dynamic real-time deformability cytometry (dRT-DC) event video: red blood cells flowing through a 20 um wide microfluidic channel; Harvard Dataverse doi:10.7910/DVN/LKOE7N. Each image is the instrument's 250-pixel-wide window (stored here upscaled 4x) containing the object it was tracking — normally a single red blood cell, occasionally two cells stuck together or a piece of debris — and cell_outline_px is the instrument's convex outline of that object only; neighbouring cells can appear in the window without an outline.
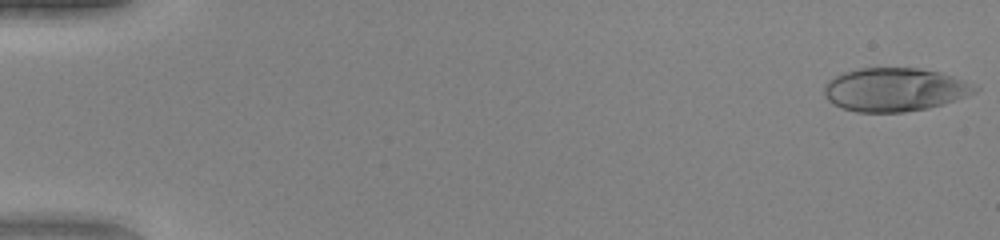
{"species": "human", "species_latin": "Homo sapiens", "temperature_condition": "warm", "stored_images_in_passage": 50, "camera_frame_rate_fps": 3000, "um_per_image_px": 0.085, "donor": {"sex": "female"}, "frame": {"image": 1, "passage_image": 1, "time_ms": 0.0, "image_size_px": [1000, 240], "cell_outline_px": [[980, 88], [976, 92], [928, 108], [904, 112], [856, 112], [840, 108], [832, 104], [824, 96], [824, 84], [828, 80], [840, 72], [860, 68], [920, 68], [940, 72], [976, 84]], "centroid_in_image_um": [75.99, 7.61], "position_along_channel_um": 9.0, "area_um2": 38.38}}
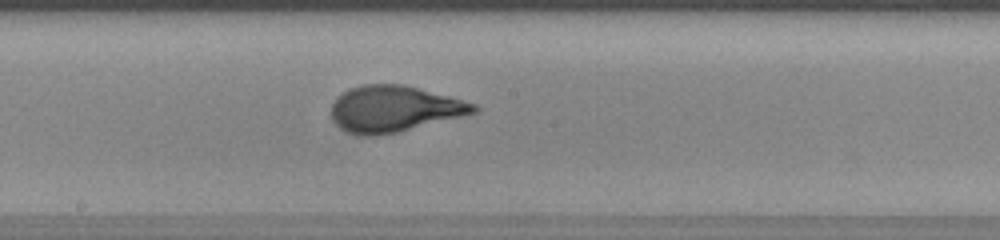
{"frame": {"image": 2, "passage_image": 28, "time_ms": 9.0, "image_size_px": [1000, 240], "cell_outline_px": [[480, 108], [476, 112], [464, 116], [396, 132], [372, 136], [360, 136], [348, 132], [340, 128], [336, 124], [332, 116], [332, 104], [348, 88], [364, 84], [400, 84], [448, 96], [476, 104]], "centroid_in_image_um": [33.5, 9.26], "position_along_channel_um": 214.7, "area_um2": 37.86}}
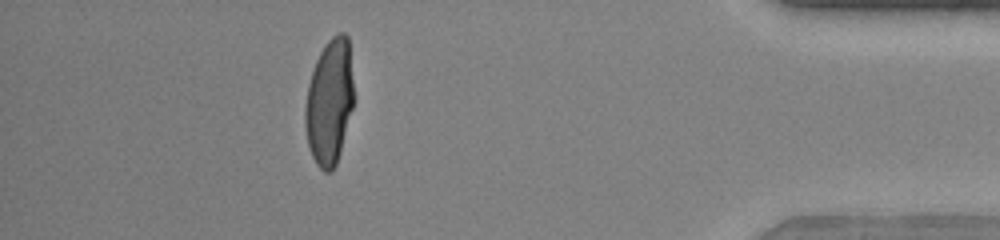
{"frame": {"image": 3, "passage_image": 45, "time_ms": 14.667, "image_size_px": [1000, 240], "cell_outline_px": [[352, 108], [340, 152], [336, 164], [332, 172], [324, 172], [316, 164], [312, 156], [308, 144], [304, 124], [304, 108], [308, 84], [316, 60], [324, 44], [332, 36], [340, 32], [344, 32], [348, 36], [352, 80]], "centroid_in_image_um": [27.97, 8.67], "position_along_channel_um": 407.2, "area_um2": 35.37}, "authors_computed_cell_mechanics": {"area_um2": 37.1943, "velocity_mm_per_s": 4.1533, "shape_relaxation_time_tau1_ms": 5.1418, "shape_relaxation_time_tau2_ms": null, "deformation_change_tau1": 0.2795, "deformation_change_tau2": null}}